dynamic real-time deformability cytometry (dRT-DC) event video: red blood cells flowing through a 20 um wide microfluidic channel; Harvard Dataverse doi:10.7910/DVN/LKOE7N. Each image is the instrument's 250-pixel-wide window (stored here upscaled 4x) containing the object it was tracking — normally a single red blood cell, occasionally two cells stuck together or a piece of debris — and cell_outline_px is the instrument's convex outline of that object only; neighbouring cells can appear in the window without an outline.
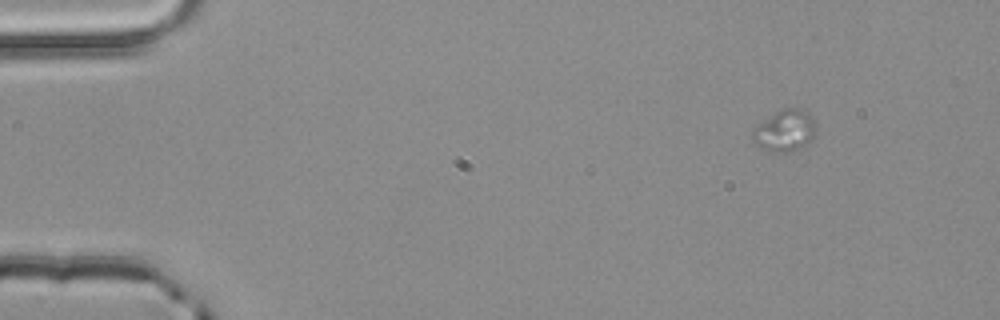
{"species": "common noctule bat (a hibernating species)", "species_latin": "Nyctalus noctula", "temperature_condition": "room temperature", "stored_images_in_passage": 2, "camera_frame_rate_fps": 3000, "um_per_image_px": 0.085, "animal": {"sex": "male", "body_mass_g": 20.4}, "frame": {"image": 1, "passage_image": 1, "time_ms": 0.0, "image_size_px": [1000, 320], "cell_outline_px": [[816, 132], [812, 140], [804, 144], [792, 148], [772, 152], [756, 144], [752, 136], [752, 132], [760, 124], [780, 108], [800, 108], [808, 112], [812, 116]], "centroid_in_image_um": [66.74, 11.04], "position_along_channel_um": 18.3, "area_um2": 14.62}}